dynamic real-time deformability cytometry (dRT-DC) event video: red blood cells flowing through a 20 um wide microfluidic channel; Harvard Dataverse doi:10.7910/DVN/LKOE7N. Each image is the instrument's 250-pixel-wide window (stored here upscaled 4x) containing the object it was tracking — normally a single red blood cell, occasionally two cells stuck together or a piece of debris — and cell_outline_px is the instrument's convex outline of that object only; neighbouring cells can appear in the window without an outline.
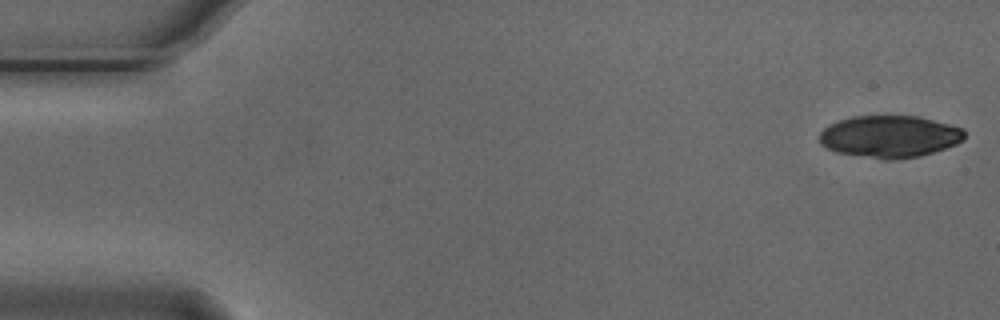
{"species": "Egyptian fruit bat (a non-hibernating species)", "species_latin": "Rousettus aegyptiacus", "temperature_condition": "cold", "stored_images_in_passage": 4, "camera_frame_rate_fps": 3000, "um_per_image_px": 0.085, "animal": {"sex": "male"}, "frame": {"image": 1, "passage_image": 1, "time_ms": 0.0, "image_size_px": [1000, 320], "cell_outline_px": [[964, 140], [956, 144], [920, 156], [888, 160], [884, 160], [836, 152], [824, 148], [820, 144], [820, 132], [828, 124], [852, 116], [920, 116], [964, 128]], "centroid_in_image_um": [75.6, 11.6], "position_along_channel_um": 9.4, "area_um2": 35.72}}